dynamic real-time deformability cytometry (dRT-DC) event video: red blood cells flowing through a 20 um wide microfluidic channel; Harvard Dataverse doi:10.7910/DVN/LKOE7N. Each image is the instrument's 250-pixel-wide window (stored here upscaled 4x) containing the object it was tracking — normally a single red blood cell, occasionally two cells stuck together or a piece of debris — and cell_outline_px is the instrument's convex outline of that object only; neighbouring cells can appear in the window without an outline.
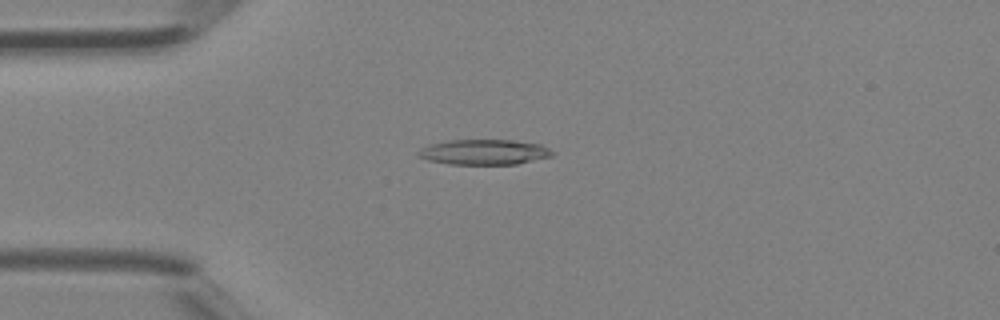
{"species": "Egyptian fruit bat (a non-hibernating species)", "species_latin": "Rousettus aegyptiacus", "temperature_condition": "room temperature", "stored_images_in_passage": 36, "camera_frame_rate_fps": 3000, "um_per_image_px": 0.085, "animal": {"sex": "female"}, "frame": {"image": 1, "passage_image": 6, "time_ms": 1.667, "image_size_px": [1000, 320], "cell_outline_px": [[552, 156], [516, 164], [448, 164], [428, 160], [416, 156], [416, 152], [420, 148], [432, 144], [448, 140], [512, 140], [540, 144], [548, 148], [552, 152]], "centroid_in_image_um": [41.1, 12.92], "position_along_channel_um": 43.9, "area_um2": 19.65}}
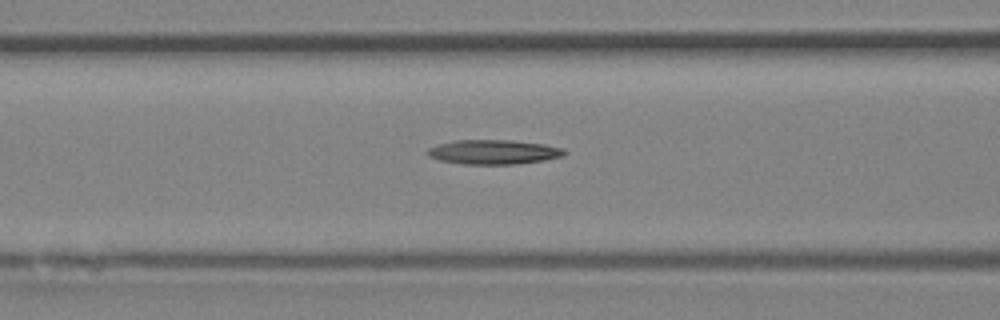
{"frame": {"image": 2, "passage_image": 12, "time_ms": 3.667, "image_size_px": [1000, 320], "cell_outline_px": [[568, 152], [564, 156], [544, 160], [516, 164], [464, 164], [440, 160], [428, 156], [424, 152], [428, 148], [440, 144], [456, 140], [512, 140], [544, 144], [564, 148]], "centroid_in_image_um": [41.98, 12.92], "position_along_channel_um": 124.6, "area_um2": 19.59}}
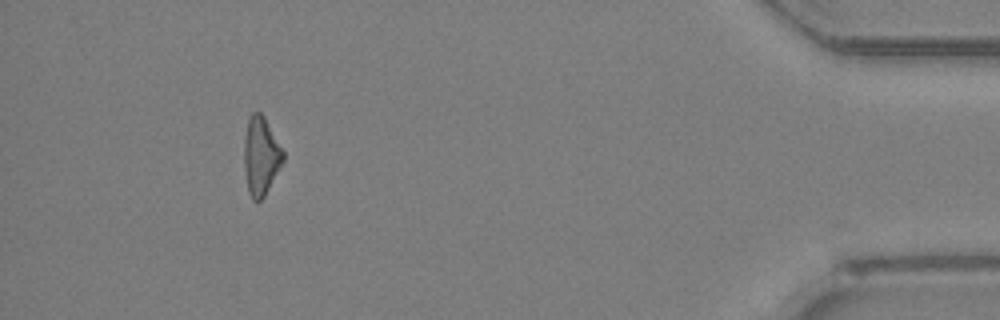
{"frame": {"image": 3, "passage_image": 33, "time_ms": 10.667, "image_size_px": [1000, 320], "cell_outline_px": [[284, 160], [264, 196], [260, 200], [252, 200], [248, 192], [244, 172], [244, 136], [248, 120], [252, 112], [260, 112], [264, 116], [284, 152]], "centroid_in_image_um": [22.16, 13.25], "position_along_channel_um": 413.0, "area_um2": 17.74}}